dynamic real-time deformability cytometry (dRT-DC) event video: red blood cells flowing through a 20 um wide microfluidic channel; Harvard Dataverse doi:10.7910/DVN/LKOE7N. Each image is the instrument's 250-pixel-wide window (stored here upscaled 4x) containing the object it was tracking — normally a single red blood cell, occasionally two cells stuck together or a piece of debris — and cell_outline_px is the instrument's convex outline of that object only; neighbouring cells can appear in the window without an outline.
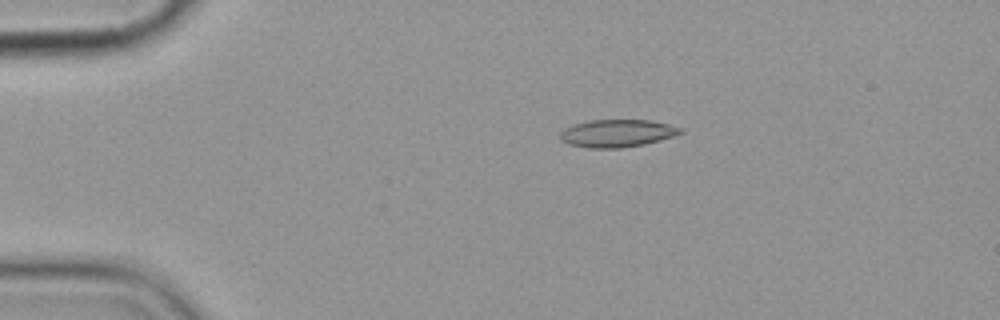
{"species": "common noctule bat (a hibernating species)", "species_latin": "Nyctalus noctula", "temperature_condition": "cold", "stored_images_in_passage": 7, "camera_frame_rate_fps": 3000, "um_per_image_px": 0.085, "animal": {"sex": "female", "body_mass_g": 19.9}, "frame": {"image": 1, "passage_image": 4, "time_ms": 3.333, "image_size_px": [1000, 320], "cell_outline_px": [[684, 132], [676, 136], [644, 144], [620, 148], [588, 148], [568, 144], [560, 140], [560, 132], [564, 128], [572, 124], [592, 120], [652, 120], [684, 128]], "centroid_in_image_um": [52.47, 11.33], "position_along_channel_um": 32.5, "area_um2": 19.59}}
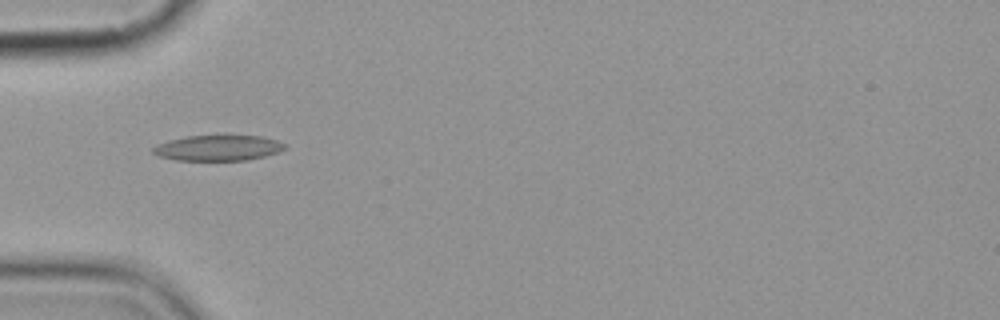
{"frame": {"image": 2, "passage_image": 6, "time_ms": 5.667, "image_size_px": [1000, 320], "cell_outline_px": [[288, 148], [280, 152], [264, 156], [244, 160], [176, 160], [160, 156], [152, 152], [152, 148], [156, 144], [168, 140], [188, 136], [264, 136], [288, 144]], "centroid_in_image_um": [18.58, 12.57], "position_along_channel_um": 66.4, "area_um2": 19.65}}
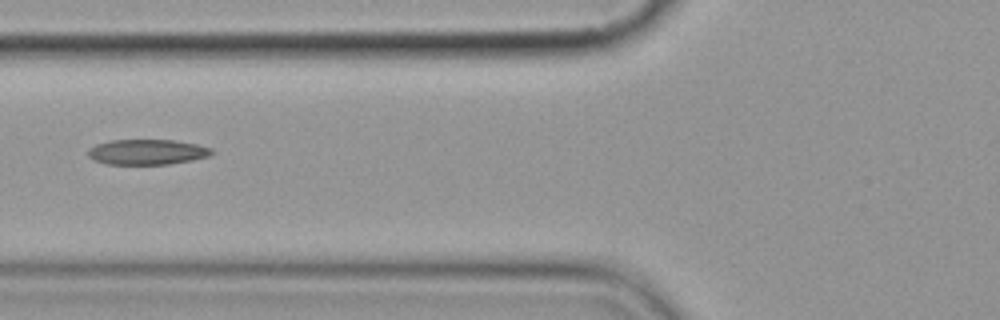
{"frame": {"image": 3, "passage_image": 7, "time_ms": 7.0, "image_size_px": [1000, 320], "cell_outline_px": [[216, 152], [208, 156], [192, 160], [168, 164], [108, 164], [92, 160], [88, 156], [88, 148], [96, 144], [112, 140], [172, 140], [196, 144], [212, 148]], "centroid_in_image_um": [12.5, 12.92], "position_along_channel_um": 113.3, "area_um2": 18.26}}